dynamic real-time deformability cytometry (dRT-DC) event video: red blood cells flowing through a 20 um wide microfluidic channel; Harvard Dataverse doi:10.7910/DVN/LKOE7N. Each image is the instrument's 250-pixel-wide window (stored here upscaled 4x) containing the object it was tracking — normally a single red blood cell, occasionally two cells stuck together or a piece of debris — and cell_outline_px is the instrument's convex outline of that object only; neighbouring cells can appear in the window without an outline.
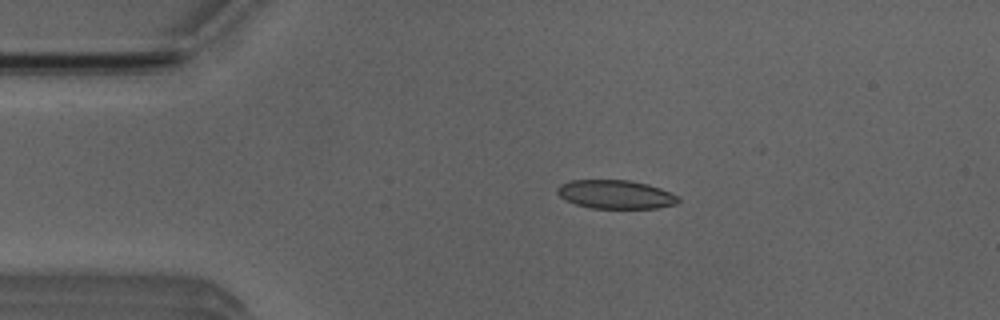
{"species": "Egyptian fruit bat (a non-hibernating species)", "species_latin": "Rousettus aegyptiacus", "temperature_condition": "room temperature", "stored_images_in_passage": 4, "camera_frame_rate_fps": 3000, "um_per_image_px": 0.085, "animal": {"sex": "male"}, "frame": {"image": 1, "passage_image": 3, "time_ms": 2.667, "image_size_px": [1000, 320], "cell_outline_px": [[680, 200], [676, 204], [656, 208], [592, 208], [576, 204], [564, 200], [556, 192], [556, 188], [560, 184], [572, 180], [628, 180], [648, 184], [660, 188], [680, 196]], "centroid_in_image_um": [52.32, 16.52], "position_along_channel_um": 32.7, "area_um2": 20.29}}